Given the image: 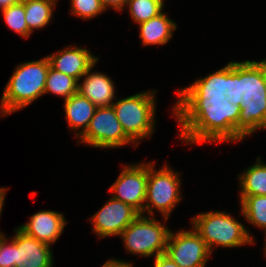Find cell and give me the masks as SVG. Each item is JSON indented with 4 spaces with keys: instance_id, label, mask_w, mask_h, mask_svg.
Here are the masks:
<instances>
[{
    "instance_id": "9c48e42d",
    "label": "cell",
    "mask_w": 266,
    "mask_h": 267,
    "mask_svg": "<svg viewBox=\"0 0 266 267\" xmlns=\"http://www.w3.org/2000/svg\"><path fill=\"white\" fill-rule=\"evenodd\" d=\"M165 254L179 267H205L211 256L206 243L193 228L170 231Z\"/></svg>"
},
{
    "instance_id": "8fae6325",
    "label": "cell",
    "mask_w": 266,
    "mask_h": 267,
    "mask_svg": "<svg viewBox=\"0 0 266 267\" xmlns=\"http://www.w3.org/2000/svg\"><path fill=\"white\" fill-rule=\"evenodd\" d=\"M140 213L132 206L111 197L103 207L91 217L93 232L99 238L120 236Z\"/></svg>"
},
{
    "instance_id": "4fadbf2b",
    "label": "cell",
    "mask_w": 266,
    "mask_h": 267,
    "mask_svg": "<svg viewBox=\"0 0 266 267\" xmlns=\"http://www.w3.org/2000/svg\"><path fill=\"white\" fill-rule=\"evenodd\" d=\"M50 67L58 72L72 76L78 82L98 61L89 49L69 46L58 53L47 56Z\"/></svg>"
},
{
    "instance_id": "e0dca14e",
    "label": "cell",
    "mask_w": 266,
    "mask_h": 267,
    "mask_svg": "<svg viewBox=\"0 0 266 267\" xmlns=\"http://www.w3.org/2000/svg\"><path fill=\"white\" fill-rule=\"evenodd\" d=\"M63 106L68 125L73 131L78 129L75 136L79 138L86 131L97 107L79 92L65 100Z\"/></svg>"
},
{
    "instance_id": "e575fe53",
    "label": "cell",
    "mask_w": 266,
    "mask_h": 267,
    "mask_svg": "<svg viewBox=\"0 0 266 267\" xmlns=\"http://www.w3.org/2000/svg\"><path fill=\"white\" fill-rule=\"evenodd\" d=\"M157 1H159L160 3H162L164 5V1L163 0H157Z\"/></svg>"
},
{
    "instance_id": "30bf717a",
    "label": "cell",
    "mask_w": 266,
    "mask_h": 267,
    "mask_svg": "<svg viewBox=\"0 0 266 267\" xmlns=\"http://www.w3.org/2000/svg\"><path fill=\"white\" fill-rule=\"evenodd\" d=\"M147 190V163L126 165L109 191L112 198L132 206L144 214V202Z\"/></svg>"
},
{
    "instance_id": "836d02e7",
    "label": "cell",
    "mask_w": 266,
    "mask_h": 267,
    "mask_svg": "<svg viewBox=\"0 0 266 267\" xmlns=\"http://www.w3.org/2000/svg\"><path fill=\"white\" fill-rule=\"evenodd\" d=\"M4 235H5V234H3V233L0 232V239H1Z\"/></svg>"
},
{
    "instance_id": "d4e9b609",
    "label": "cell",
    "mask_w": 266,
    "mask_h": 267,
    "mask_svg": "<svg viewBox=\"0 0 266 267\" xmlns=\"http://www.w3.org/2000/svg\"><path fill=\"white\" fill-rule=\"evenodd\" d=\"M225 94L230 103L234 105L242 104L241 62L231 61L228 63V86Z\"/></svg>"
},
{
    "instance_id": "cb8c5ba5",
    "label": "cell",
    "mask_w": 266,
    "mask_h": 267,
    "mask_svg": "<svg viewBox=\"0 0 266 267\" xmlns=\"http://www.w3.org/2000/svg\"><path fill=\"white\" fill-rule=\"evenodd\" d=\"M1 11L9 28L20 34L22 37H30L31 33L28 30L25 20V8L22 0L9 7L1 9Z\"/></svg>"
},
{
    "instance_id": "d6986e66",
    "label": "cell",
    "mask_w": 266,
    "mask_h": 267,
    "mask_svg": "<svg viewBox=\"0 0 266 267\" xmlns=\"http://www.w3.org/2000/svg\"><path fill=\"white\" fill-rule=\"evenodd\" d=\"M240 181V196H266V164L261 162V157L257 162L238 175Z\"/></svg>"
},
{
    "instance_id": "4316f807",
    "label": "cell",
    "mask_w": 266,
    "mask_h": 267,
    "mask_svg": "<svg viewBox=\"0 0 266 267\" xmlns=\"http://www.w3.org/2000/svg\"><path fill=\"white\" fill-rule=\"evenodd\" d=\"M7 237L0 239V267H15V243Z\"/></svg>"
},
{
    "instance_id": "f546056e",
    "label": "cell",
    "mask_w": 266,
    "mask_h": 267,
    "mask_svg": "<svg viewBox=\"0 0 266 267\" xmlns=\"http://www.w3.org/2000/svg\"><path fill=\"white\" fill-rule=\"evenodd\" d=\"M102 267H133V265L127 261L110 259Z\"/></svg>"
},
{
    "instance_id": "8992f818",
    "label": "cell",
    "mask_w": 266,
    "mask_h": 267,
    "mask_svg": "<svg viewBox=\"0 0 266 267\" xmlns=\"http://www.w3.org/2000/svg\"><path fill=\"white\" fill-rule=\"evenodd\" d=\"M155 163L147 164V190L144 204V212L148 215L154 216L153 209H157L166 221L175 208L176 204L180 202V177L179 173L172 171L167 165L160 170H155Z\"/></svg>"
},
{
    "instance_id": "7402d4cb",
    "label": "cell",
    "mask_w": 266,
    "mask_h": 267,
    "mask_svg": "<svg viewBox=\"0 0 266 267\" xmlns=\"http://www.w3.org/2000/svg\"><path fill=\"white\" fill-rule=\"evenodd\" d=\"M51 92L67 100L71 95L78 92V81L72 76L49 68L44 94Z\"/></svg>"
},
{
    "instance_id": "7a4b0ae2",
    "label": "cell",
    "mask_w": 266,
    "mask_h": 267,
    "mask_svg": "<svg viewBox=\"0 0 266 267\" xmlns=\"http://www.w3.org/2000/svg\"><path fill=\"white\" fill-rule=\"evenodd\" d=\"M241 94L238 141L266 129V59L241 62Z\"/></svg>"
},
{
    "instance_id": "52a82bcc",
    "label": "cell",
    "mask_w": 266,
    "mask_h": 267,
    "mask_svg": "<svg viewBox=\"0 0 266 267\" xmlns=\"http://www.w3.org/2000/svg\"><path fill=\"white\" fill-rule=\"evenodd\" d=\"M170 231L153 216L140 214L120 237L129 253L156 257L165 253Z\"/></svg>"
},
{
    "instance_id": "6da1fadb",
    "label": "cell",
    "mask_w": 266,
    "mask_h": 267,
    "mask_svg": "<svg viewBox=\"0 0 266 267\" xmlns=\"http://www.w3.org/2000/svg\"><path fill=\"white\" fill-rule=\"evenodd\" d=\"M240 106L227 97H179L172 108L180 123L179 138L189 144L237 142Z\"/></svg>"
},
{
    "instance_id": "44dd1931",
    "label": "cell",
    "mask_w": 266,
    "mask_h": 267,
    "mask_svg": "<svg viewBox=\"0 0 266 267\" xmlns=\"http://www.w3.org/2000/svg\"><path fill=\"white\" fill-rule=\"evenodd\" d=\"M241 214L266 234V196H240Z\"/></svg>"
},
{
    "instance_id": "9a60e30c",
    "label": "cell",
    "mask_w": 266,
    "mask_h": 267,
    "mask_svg": "<svg viewBox=\"0 0 266 267\" xmlns=\"http://www.w3.org/2000/svg\"><path fill=\"white\" fill-rule=\"evenodd\" d=\"M95 64L84 74L83 83L78 82V92L96 107L112 106L115 86L111 78L103 73H90Z\"/></svg>"
},
{
    "instance_id": "ac0fdd59",
    "label": "cell",
    "mask_w": 266,
    "mask_h": 267,
    "mask_svg": "<svg viewBox=\"0 0 266 267\" xmlns=\"http://www.w3.org/2000/svg\"><path fill=\"white\" fill-rule=\"evenodd\" d=\"M138 25L140 28L139 37L142 39L143 46L166 44L177 28V24L163 12Z\"/></svg>"
},
{
    "instance_id": "3957f363",
    "label": "cell",
    "mask_w": 266,
    "mask_h": 267,
    "mask_svg": "<svg viewBox=\"0 0 266 267\" xmlns=\"http://www.w3.org/2000/svg\"><path fill=\"white\" fill-rule=\"evenodd\" d=\"M49 68L47 56L41 60L19 64L3 92L0 114L8 116L42 96Z\"/></svg>"
},
{
    "instance_id": "484cf974",
    "label": "cell",
    "mask_w": 266,
    "mask_h": 267,
    "mask_svg": "<svg viewBox=\"0 0 266 267\" xmlns=\"http://www.w3.org/2000/svg\"><path fill=\"white\" fill-rule=\"evenodd\" d=\"M104 11L101 0H71V14L82 19H92Z\"/></svg>"
},
{
    "instance_id": "d6a6232c",
    "label": "cell",
    "mask_w": 266,
    "mask_h": 267,
    "mask_svg": "<svg viewBox=\"0 0 266 267\" xmlns=\"http://www.w3.org/2000/svg\"><path fill=\"white\" fill-rule=\"evenodd\" d=\"M265 248H264V253H265V257H266V235H265V246H264Z\"/></svg>"
},
{
    "instance_id": "2e32d148",
    "label": "cell",
    "mask_w": 266,
    "mask_h": 267,
    "mask_svg": "<svg viewBox=\"0 0 266 267\" xmlns=\"http://www.w3.org/2000/svg\"><path fill=\"white\" fill-rule=\"evenodd\" d=\"M228 86V64L212 74L197 79L194 83L179 89L178 97H226Z\"/></svg>"
},
{
    "instance_id": "5bb4252c",
    "label": "cell",
    "mask_w": 266,
    "mask_h": 267,
    "mask_svg": "<svg viewBox=\"0 0 266 267\" xmlns=\"http://www.w3.org/2000/svg\"><path fill=\"white\" fill-rule=\"evenodd\" d=\"M66 223L63 214L56 211L43 210L33 214L29 222L18 228L36 240L51 245L59 239Z\"/></svg>"
},
{
    "instance_id": "7c38bea8",
    "label": "cell",
    "mask_w": 266,
    "mask_h": 267,
    "mask_svg": "<svg viewBox=\"0 0 266 267\" xmlns=\"http://www.w3.org/2000/svg\"><path fill=\"white\" fill-rule=\"evenodd\" d=\"M14 230L15 267H53L51 245L36 240L19 228Z\"/></svg>"
},
{
    "instance_id": "ffe728a7",
    "label": "cell",
    "mask_w": 266,
    "mask_h": 267,
    "mask_svg": "<svg viewBox=\"0 0 266 267\" xmlns=\"http://www.w3.org/2000/svg\"><path fill=\"white\" fill-rule=\"evenodd\" d=\"M57 0H22L29 32L44 28L52 19Z\"/></svg>"
},
{
    "instance_id": "83f0119b",
    "label": "cell",
    "mask_w": 266,
    "mask_h": 267,
    "mask_svg": "<svg viewBox=\"0 0 266 267\" xmlns=\"http://www.w3.org/2000/svg\"><path fill=\"white\" fill-rule=\"evenodd\" d=\"M154 267H179L168 255L160 254L155 257Z\"/></svg>"
},
{
    "instance_id": "5b68a950",
    "label": "cell",
    "mask_w": 266,
    "mask_h": 267,
    "mask_svg": "<svg viewBox=\"0 0 266 267\" xmlns=\"http://www.w3.org/2000/svg\"><path fill=\"white\" fill-rule=\"evenodd\" d=\"M155 92L137 93L112 104L125 134L136 147L141 139L150 137L155 130Z\"/></svg>"
},
{
    "instance_id": "603a6c76",
    "label": "cell",
    "mask_w": 266,
    "mask_h": 267,
    "mask_svg": "<svg viewBox=\"0 0 266 267\" xmlns=\"http://www.w3.org/2000/svg\"><path fill=\"white\" fill-rule=\"evenodd\" d=\"M130 17L136 23H142L161 14L164 5L157 0H128Z\"/></svg>"
},
{
    "instance_id": "1f68e13d",
    "label": "cell",
    "mask_w": 266,
    "mask_h": 267,
    "mask_svg": "<svg viewBox=\"0 0 266 267\" xmlns=\"http://www.w3.org/2000/svg\"><path fill=\"white\" fill-rule=\"evenodd\" d=\"M6 192H7L6 188H0V216L3 210L2 208H3Z\"/></svg>"
},
{
    "instance_id": "f1b7e54d",
    "label": "cell",
    "mask_w": 266,
    "mask_h": 267,
    "mask_svg": "<svg viewBox=\"0 0 266 267\" xmlns=\"http://www.w3.org/2000/svg\"><path fill=\"white\" fill-rule=\"evenodd\" d=\"M128 0H101L102 6L104 9L108 7L114 8L116 10L122 11L123 8L127 5Z\"/></svg>"
},
{
    "instance_id": "277c9868",
    "label": "cell",
    "mask_w": 266,
    "mask_h": 267,
    "mask_svg": "<svg viewBox=\"0 0 266 267\" xmlns=\"http://www.w3.org/2000/svg\"><path fill=\"white\" fill-rule=\"evenodd\" d=\"M226 213L210 211L192 218L193 229L204 240L211 254L215 246L233 248L254 243L244 225Z\"/></svg>"
},
{
    "instance_id": "4dcf8cb0",
    "label": "cell",
    "mask_w": 266,
    "mask_h": 267,
    "mask_svg": "<svg viewBox=\"0 0 266 267\" xmlns=\"http://www.w3.org/2000/svg\"><path fill=\"white\" fill-rule=\"evenodd\" d=\"M21 0H0V9L9 7L15 3H18Z\"/></svg>"
},
{
    "instance_id": "ba28073f",
    "label": "cell",
    "mask_w": 266,
    "mask_h": 267,
    "mask_svg": "<svg viewBox=\"0 0 266 267\" xmlns=\"http://www.w3.org/2000/svg\"><path fill=\"white\" fill-rule=\"evenodd\" d=\"M78 139L96 148H119L134 143L125 134L112 106L97 107L86 131Z\"/></svg>"
}]
</instances>
